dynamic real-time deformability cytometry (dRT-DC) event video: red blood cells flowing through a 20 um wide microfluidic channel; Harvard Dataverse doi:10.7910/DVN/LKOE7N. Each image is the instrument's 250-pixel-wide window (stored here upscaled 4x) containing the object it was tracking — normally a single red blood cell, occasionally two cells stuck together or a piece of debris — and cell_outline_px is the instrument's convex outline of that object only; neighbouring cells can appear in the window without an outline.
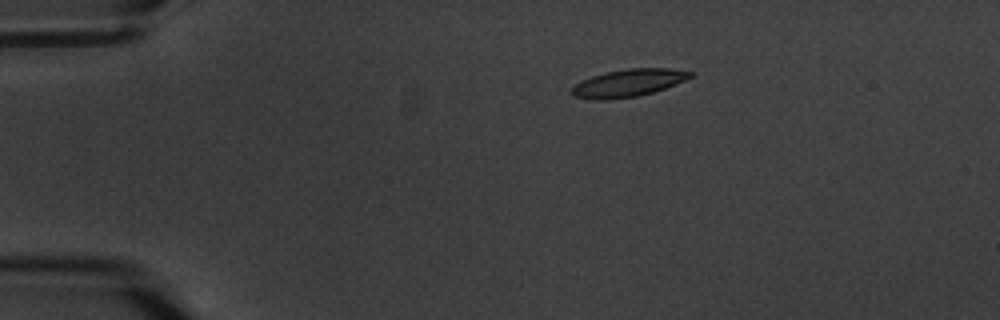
{"species": "common noctule bat (a hibernating species)", "species_latin": "Nyctalus noctula", "temperature_condition": "warm", "stored_images_in_passage": 4, "camera_frame_rate_fps": 3000, "um_per_image_px": 0.085, "animal": {"sex": "male", "body_mass_g": 20.1, "forearm_length_mm": 53.5}, "frame": {"image": 1, "passage_image": 1, "time_ms": 0.0, "image_size_px": [1000, 320], "cell_outline_px": [[692, 76], [676, 84], [652, 92], [636, 96], [604, 100], [592, 100], [572, 96], [568, 92], [580, 80], [604, 72], [628, 68], [668, 68], [692, 72]], "centroid_in_image_um": [53.32, 7.05], "position_along_channel_um": 31.7, "area_um2": 19.02}}
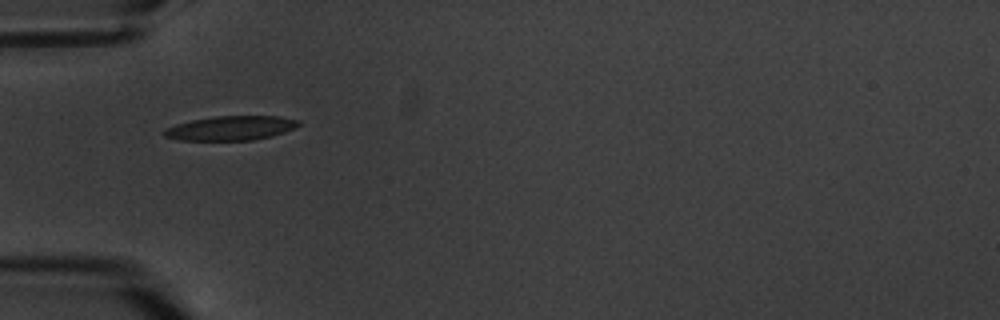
{"frame": {"image": 2, "passage_image": 3, "time_ms": 2.667, "image_size_px": [1000, 320], "cell_outline_px": [[300, 124], [296, 128], [272, 136], [252, 140], [180, 140], [164, 136], [160, 132], [164, 128], [176, 124], [192, 120], [212, 116], [280, 116], [300, 120]], "centroid_in_image_um": [19.61, 10.88], "position_along_channel_um": 65.4, "area_um2": 19.25}}